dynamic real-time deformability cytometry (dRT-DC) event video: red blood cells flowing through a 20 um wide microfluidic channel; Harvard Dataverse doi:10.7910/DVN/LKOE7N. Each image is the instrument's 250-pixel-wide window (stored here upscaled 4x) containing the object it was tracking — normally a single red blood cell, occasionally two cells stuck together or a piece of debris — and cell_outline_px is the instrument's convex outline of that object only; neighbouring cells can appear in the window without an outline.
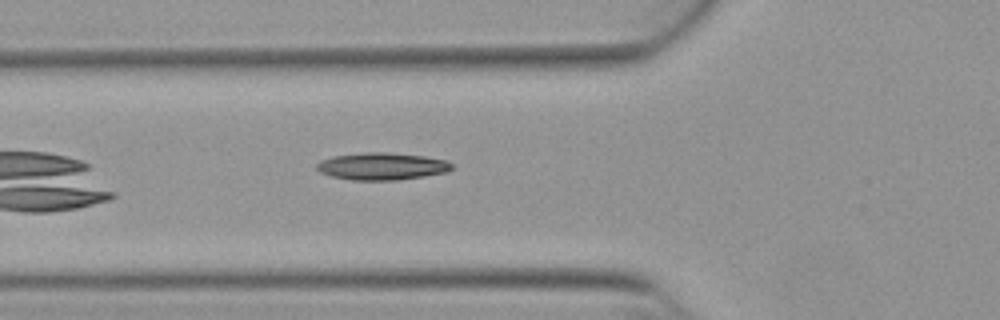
{"species": "Egyptian fruit bat (a non-hibernating species)", "species_latin": "Rousettus aegyptiacus", "temperature_condition": "warm", "stored_images_in_passage": 36, "camera_frame_rate_fps": 3000, "um_per_image_px": 0.085, "animal": {"sex": "female"}, "frame": {"image": 1, "passage_image": 5, "time_ms": 1.333, "image_size_px": [1000, 320], "cell_outline_px": [[452, 168], [444, 172], [424, 176], [396, 180], [352, 180], [332, 176], [320, 172], [316, 168], [316, 164], [320, 160], [332, 156], [368, 152], [384, 152], [424, 156], [444, 160], [452, 164]], "centroid_in_image_um": [32.41, 14.13], "position_along_channel_um": 93.4, "area_um2": 21.21}}
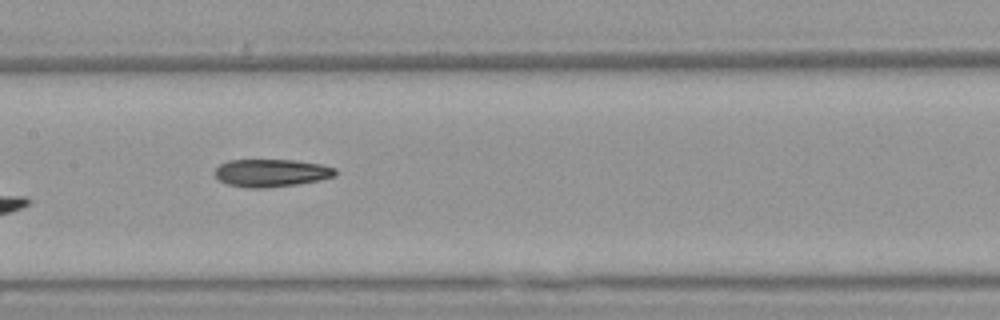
{"frame": {"image": 2, "passage_image": 12, "time_ms": 3.667, "image_size_px": [1000, 320], "cell_outline_px": [[336, 176], [320, 180], [296, 184], [264, 188], [248, 188], [228, 184], [220, 180], [212, 172], [220, 164], [228, 160], [292, 160], [320, 164], [336, 168]], "centroid_in_image_um": [23.05, 14.69], "position_along_channel_um": 184.4, "area_um2": 19.42}}
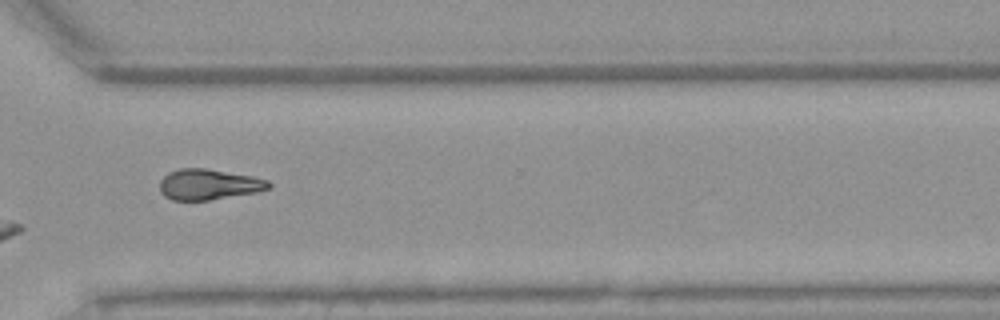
{"frame": {"image": 3, "passage_image": 25, "time_ms": 8.0, "image_size_px": [1000, 320], "cell_outline_px": [[272, 184], [268, 188], [256, 192], [208, 200], [172, 200], [164, 196], [160, 192], [160, 180], [168, 172], [180, 168], [204, 168], [252, 176], [268, 180]], "centroid_in_image_um": [17.7, 15.67], "position_along_channel_um": 352.9, "area_um2": 19.36}, "authors_computed_cell_mechanics": {"area_um2": 19.4208, "velocity_mm_per_s": 3.8923, "shape_relaxation_time_tau1_ms": null, "shape_relaxation_time_tau2_ms": 5.5441, "deformation_change_tau1": null, "deformation_change_tau2": 0.1554}}